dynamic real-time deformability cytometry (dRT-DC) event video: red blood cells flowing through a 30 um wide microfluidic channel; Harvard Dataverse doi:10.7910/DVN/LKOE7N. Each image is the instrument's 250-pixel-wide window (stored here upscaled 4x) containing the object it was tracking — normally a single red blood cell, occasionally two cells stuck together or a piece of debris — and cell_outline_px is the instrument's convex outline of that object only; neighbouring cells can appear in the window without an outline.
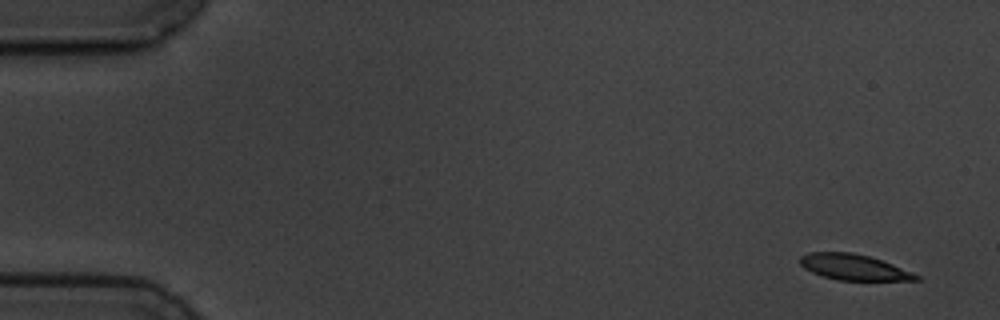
{"species": "common noctule bat (a hibernating species)", "species_latin": "Nyctalus noctula", "temperature_condition": "cold", "stored_images_in_passage": 5, "camera_frame_rate_fps": 3000, "um_per_image_px": 0.085, "animal": {"sex": "male", "body_mass_g": 19.5, "forearm_length_mm": 54.6}, "frame": {"image": 1, "passage_image": 1, "time_ms": 0.0, "image_size_px": [1000, 320], "cell_outline_px": [[920, 280], [836, 280], [812, 272], [804, 268], [800, 264], [800, 256], [808, 252], [852, 252], [868, 256], [892, 264], [920, 276]], "centroid_in_image_um": [72.53, 22.7], "position_along_channel_um": 12.5, "area_um2": 17.22}}
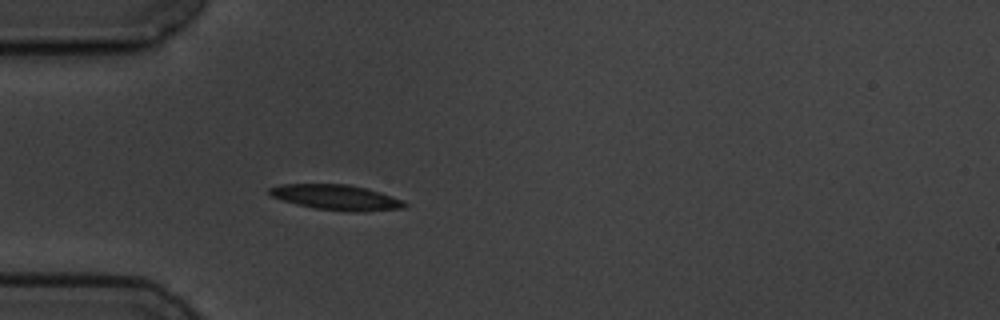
{"frame": {"image": 2, "passage_image": 5, "time_ms": 4.667, "image_size_px": [1000, 320], "cell_outline_px": [[408, 204], [404, 208], [364, 212], [348, 212], [316, 208], [296, 204], [280, 200], [272, 196], [268, 192], [268, 188], [280, 184], [348, 184], [380, 192], [404, 200]], "centroid_in_image_um": [28.59, 16.78], "position_along_channel_um": 56.4, "area_um2": 20.06}}